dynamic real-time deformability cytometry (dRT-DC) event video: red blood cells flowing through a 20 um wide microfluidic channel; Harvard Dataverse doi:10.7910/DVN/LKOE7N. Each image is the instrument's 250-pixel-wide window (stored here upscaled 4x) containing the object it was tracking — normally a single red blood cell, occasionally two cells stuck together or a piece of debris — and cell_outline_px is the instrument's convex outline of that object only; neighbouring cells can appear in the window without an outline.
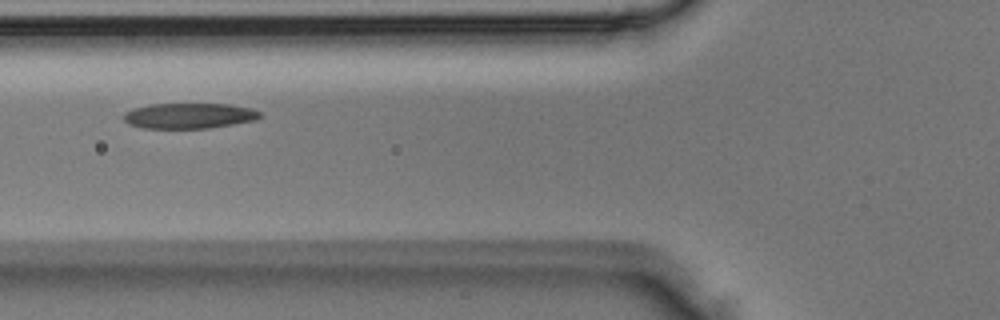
{"species": "Egyptian fruit bat (a non-hibernating species)", "species_latin": "Rousettus aegyptiacus", "temperature_condition": "room temperature", "stored_images_in_passage": 3, "camera_frame_rate_fps": 3000, "um_per_image_px": 0.085, "animal": {"sex": "male"}, "frame": {"image": 1, "passage_image": 3, "time_ms": 0.667, "image_size_px": [1000, 320], "cell_outline_px": [[260, 116], [256, 120], [208, 128], [144, 128], [128, 124], [124, 120], [124, 112], [132, 108], [148, 104], [228, 104], [252, 108], [260, 112]], "centroid_in_image_um": [16.04, 9.83], "position_along_channel_um": 109.8, "area_um2": 20.23}}